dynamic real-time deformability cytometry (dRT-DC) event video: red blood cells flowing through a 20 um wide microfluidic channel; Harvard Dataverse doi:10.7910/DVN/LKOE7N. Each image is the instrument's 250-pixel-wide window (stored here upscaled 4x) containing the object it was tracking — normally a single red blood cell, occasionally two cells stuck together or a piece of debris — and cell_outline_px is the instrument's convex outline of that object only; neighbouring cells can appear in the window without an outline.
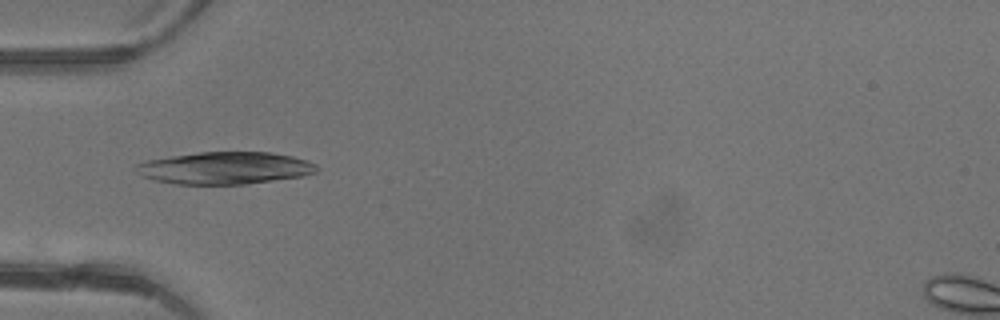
{"species": "common noctule bat (a hibernating species)", "species_latin": "Nyctalus noctula", "temperature_condition": "warm", "stored_images_in_passage": 46, "camera_frame_rate_fps": 3000, "um_per_image_px": 0.085, "animal": {"sex": "female"}, "frame": {"image": 1, "passage_image": 15, "time_ms": 4.667, "image_size_px": [1000, 320], "cell_outline_px": [[320, 168], [316, 172], [300, 176], [244, 184], [176, 184], [156, 180], [144, 176], [136, 172], [132, 168], [136, 164], [148, 160], [172, 156], [200, 152], [272, 152], [292, 156], [308, 160], [316, 164]], "centroid_in_image_um": [19.12, 14.27], "position_along_channel_um": 65.9, "area_um2": 33.81}}
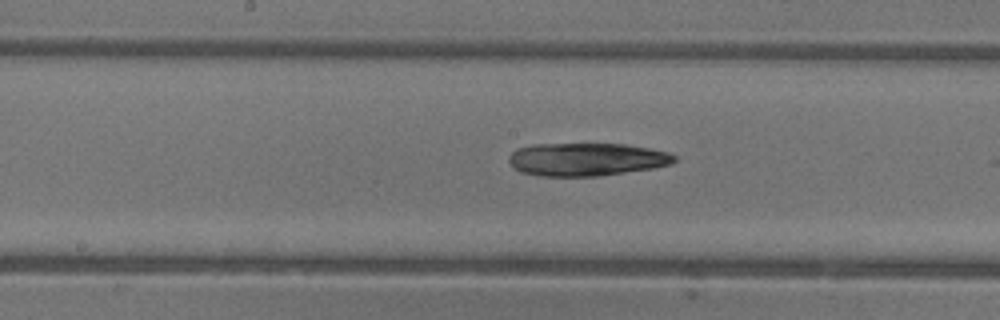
{"frame": {"image": 2, "passage_image": 24, "time_ms": 7.667, "image_size_px": [1000, 320], "cell_outline_px": [[676, 160], [672, 164], [652, 168], [596, 176], [540, 176], [520, 172], [512, 168], [508, 160], [508, 156], [516, 148], [532, 144], [624, 144], [648, 148], [668, 152], [676, 156]], "centroid_in_image_um": [49.8, 13.54], "position_along_channel_um": 198.4, "area_um2": 31.91}}
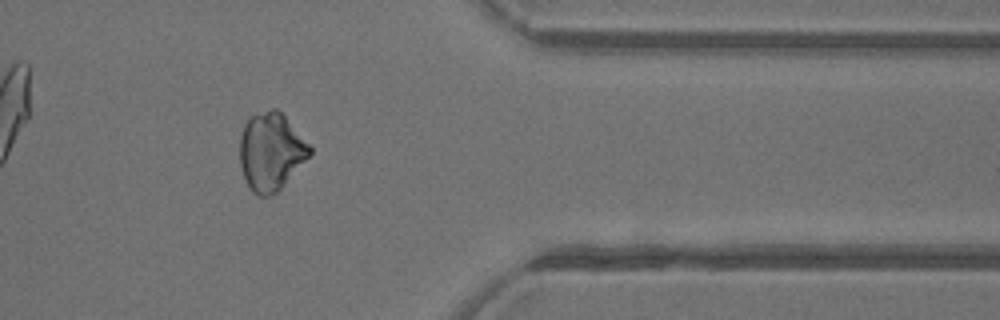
{"frame": {"image": 3, "passage_image": 38, "time_ms": 12.333, "image_size_px": [1000, 320], "cell_outline_px": [[312, 152], [280, 188], [276, 192], [268, 196], [260, 196], [252, 192], [244, 176], [240, 164], [240, 132], [248, 116], [272, 108], [276, 108], [284, 116], [312, 148]], "centroid_in_image_um": [22.99, 12.86], "position_along_channel_um": 388.4, "area_um2": 31.21}}